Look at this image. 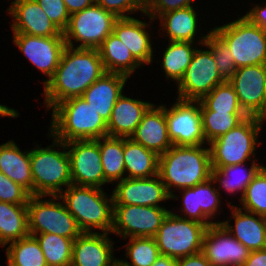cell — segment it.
I'll list each match as a JSON object with an SVG mask.
<instances>
[{"mask_svg":"<svg viewBox=\"0 0 266 266\" xmlns=\"http://www.w3.org/2000/svg\"><path fill=\"white\" fill-rule=\"evenodd\" d=\"M202 43L211 49L221 78L224 81H229L237 68L228 46L212 30L203 37Z\"/></svg>","mask_w":266,"mask_h":266,"instance_id":"41","label":"cell"},{"mask_svg":"<svg viewBox=\"0 0 266 266\" xmlns=\"http://www.w3.org/2000/svg\"><path fill=\"white\" fill-rule=\"evenodd\" d=\"M244 17L266 32V6L264 8L257 6L251 9Z\"/></svg>","mask_w":266,"mask_h":266,"instance_id":"46","label":"cell"},{"mask_svg":"<svg viewBox=\"0 0 266 266\" xmlns=\"http://www.w3.org/2000/svg\"><path fill=\"white\" fill-rule=\"evenodd\" d=\"M152 105L144 114L134 134L130 137L158 155L173 146L168 136L165 106Z\"/></svg>","mask_w":266,"mask_h":266,"instance_id":"21","label":"cell"},{"mask_svg":"<svg viewBox=\"0 0 266 266\" xmlns=\"http://www.w3.org/2000/svg\"><path fill=\"white\" fill-rule=\"evenodd\" d=\"M201 110L216 112L245 113L240 107L234 87L225 81L217 85L200 100Z\"/></svg>","mask_w":266,"mask_h":266,"instance_id":"37","label":"cell"},{"mask_svg":"<svg viewBox=\"0 0 266 266\" xmlns=\"http://www.w3.org/2000/svg\"><path fill=\"white\" fill-rule=\"evenodd\" d=\"M151 266H176V259L160 255L156 262Z\"/></svg>","mask_w":266,"mask_h":266,"instance_id":"50","label":"cell"},{"mask_svg":"<svg viewBox=\"0 0 266 266\" xmlns=\"http://www.w3.org/2000/svg\"><path fill=\"white\" fill-rule=\"evenodd\" d=\"M108 233L82 232L72 246L71 266H113L112 244Z\"/></svg>","mask_w":266,"mask_h":266,"instance_id":"20","label":"cell"},{"mask_svg":"<svg viewBox=\"0 0 266 266\" xmlns=\"http://www.w3.org/2000/svg\"><path fill=\"white\" fill-rule=\"evenodd\" d=\"M212 31L228 46L236 68L266 64V32L246 17Z\"/></svg>","mask_w":266,"mask_h":266,"instance_id":"5","label":"cell"},{"mask_svg":"<svg viewBox=\"0 0 266 266\" xmlns=\"http://www.w3.org/2000/svg\"><path fill=\"white\" fill-rule=\"evenodd\" d=\"M206 226L169 212L154 239L161 255L179 259L201 252Z\"/></svg>","mask_w":266,"mask_h":266,"instance_id":"7","label":"cell"},{"mask_svg":"<svg viewBox=\"0 0 266 266\" xmlns=\"http://www.w3.org/2000/svg\"><path fill=\"white\" fill-rule=\"evenodd\" d=\"M102 139L103 142L100 141ZM96 141L100 148L104 178L108 182L123 180L125 178L122 177L125 173L124 138L106 136Z\"/></svg>","mask_w":266,"mask_h":266,"instance_id":"32","label":"cell"},{"mask_svg":"<svg viewBox=\"0 0 266 266\" xmlns=\"http://www.w3.org/2000/svg\"><path fill=\"white\" fill-rule=\"evenodd\" d=\"M125 178H150L158 175L159 155L132 138H124Z\"/></svg>","mask_w":266,"mask_h":266,"instance_id":"28","label":"cell"},{"mask_svg":"<svg viewBox=\"0 0 266 266\" xmlns=\"http://www.w3.org/2000/svg\"><path fill=\"white\" fill-rule=\"evenodd\" d=\"M169 210L162 207L113 205V233L132 237H154Z\"/></svg>","mask_w":266,"mask_h":266,"instance_id":"12","label":"cell"},{"mask_svg":"<svg viewBox=\"0 0 266 266\" xmlns=\"http://www.w3.org/2000/svg\"><path fill=\"white\" fill-rule=\"evenodd\" d=\"M196 13L192 6L169 11L159 18L163 20V29L166 28L171 41L193 42L197 29Z\"/></svg>","mask_w":266,"mask_h":266,"instance_id":"31","label":"cell"},{"mask_svg":"<svg viewBox=\"0 0 266 266\" xmlns=\"http://www.w3.org/2000/svg\"><path fill=\"white\" fill-rule=\"evenodd\" d=\"M6 254L11 266H47L42 249L32 235L12 241Z\"/></svg>","mask_w":266,"mask_h":266,"instance_id":"33","label":"cell"},{"mask_svg":"<svg viewBox=\"0 0 266 266\" xmlns=\"http://www.w3.org/2000/svg\"><path fill=\"white\" fill-rule=\"evenodd\" d=\"M163 54V69L166 76L178 83L183 78L196 49L191 48L193 42L171 41Z\"/></svg>","mask_w":266,"mask_h":266,"instance_id":"35","label":"cell"},{"mask_svg":"<svg viewBox=\"0 0 266 266\" xmlns=\"http://www.w3.org/2000/svg\"><path fill=\"white\" fill-rule=\"evenodd\" d=\"M224 82L218 73L211 49H197L178 83V99L200 101L214 87Z\"/></svg>","mask_w":266,"mask_h":266,"instance_id":"13","label":"cell"},{"mask_svg":"<svg viewBox=\"0 0 266 266\" xmlns=\"http://www.w3.org/2000/svg\"><path fill=\"white\" fill-rule=\"evenodd\" d=\"M40 195H31L27 204L29 235L50 233L75 240L82 231L75 218L69 213L65 204L53 201H43ZM41 198V200H40Z\"/></svg>","mask_w":266,"mask_h":266,"instance_id":"10","label":"cell"},{"mask_svg":"<svg viewBox=\"0 0 266 266\" xmlns=\"http://www.w3.org/2000/svg\"><path fill=\"white\" fill-rule=\"evenodd\" d=\"M118 17L94 3L82 11L70 15L67 28L63 31L66 46L73 47L72 38L81 41L77 48L98 49L105 38L113 33Z\"/></svg>","mask_w":266,"mask_h":266,"instance_id":"9","label":"cell"},{"mask_svg":"<svg viewBox=\"0 0 266 266\" xmlns=\"http://www.w3.org/2000/svg\"><path fill=\"white\" fill-rule=\"evenodd\" d=\"M27 205H17L0 201V245L27 237Z\"/></svg>","mask_w":266,"mask_h":266,"instance_id":"30","label":"cell"},{"mask_svg":"<svg viewBox=\"0 0 266 266\" xmlns=\"http://www.w3.org/2000/svg\"><path fill=\"white\" fill-rule=\"evenodd\" d=\"M146 23L132 17L118 18L113 33L130 50L133 57L140 63L150 64L152 61V44L145 30Z\"/></svg>","mask_w":266,"mask_h":266,"instance_id":"25","label":"cell"},{"mask_svg":"<svg viewBox=\"0 0 266 266\" xmlns=\"http://www.w3.org/2000/svg\"><path fill=\"white\" fill-rule=\"evenodd\" d=\"M0 172L33 195L30 152L22 153L13 140L0 145Z\"/></svg>","mask_w":266,"mask_h":266,"instance_id":"27","label":"cell"},{"mask_svg":"<svg viewBox=\"0 0 266 266\" xmlns=\"http://www.w3.org/2000/svg\"><path fill=\"white\" fill-rule=\"evenodd\" d=\"M51 135L65 143L108 136L107 122L82 97H72L53 107Z\"/></svg>","mask_w":266,"mask_h":266,"instance_id":"3","label":"cell"},{"mask_svg":"<svg viewBox=\"0 0 266 266\" xmlns=\"http://www.w3.org/2000/svg\"><path fill=\"white\" fill-rule=\"evenodd\" d=\"M31 194L21 185L10 180L6 175L0 172V201L27 205Z\"/></svg>","mask_w":266,"mask_h":266,"instance_id":"42","label":"cell"},{"mask_svg":"<svg viewBox=\"0 0 266 266\" xmlns=\"http://www.w3.org/2000/svg\"><path fill=\"white\" fill-rule=\"evenodd\" d=\"M201 252L212 266H243L250 254V250L219 223L206 228Z\"/></svg>","mask_w":266,"mask_h":266,"instance_id":"15","label":"cell"},{"mask_svg":"<svg viewBox=\"0 0 266 266\" xmlns=\"http://www.w3.org/2000/svg\"><path fill=\"white\" fill-rule=\"evenodd\" d=\"M38 235L32 236L37 239L47 266H71L73 239L50 233Z\"/></svg>","mask_w":266,"mask_h":266,"instance_id":"34","label":"cell"},{"mask_svg":"<svg viewBox=\"0 0 266 266\" xmlns=\"http://www.w3.org/2000/svg\"><path fill=\"white\" fill-rule=\"evenodd\" d=\"M126 248L131 259L129 262L118 260L123 266H151L160 257V251L154 237H132Z\"/></svg>","mask_w":266,"mask_h":266,"instance_id":"39","label":"cell"},{"mask_svg":"<svg viewBox=\"0 0 266 266\" xmlns=\"http://www.w3.org/2000/svg\"><path fill=\"white\" fill-rule=\"evenodd\" d=\"M243 266H266V248L250 251L249 257Z\"/></svg>","mask_w":266,"mask_h":266,"instance_id":"48","label":"cell"},{"mask_svg":"<svg viewBox=\"0 0 266 266\" xmlns=\"http://www.w3.org/2000/svg\"><path fill=\"white\" fill-rule=\"evenodd\" d=\"M165 116L168 136L173 145L199 146L205 143L200 101L177 99L170 110L165 107Z\"/></svg>","mask_w":266,"mask_h":266,"instance_id":"14","label":"cell"},{"mask_svg":"<svg viewBox=\"0 0 266 266\" xmlns=\"http://www.w3.org/2000/svg\"><path fill=\"white\" fill-rule=\"evenodd\" d=\"M53 140V145L63 149L69 147V150L72 147L68 151L72 184L100 188L108 183L104 178L100 148L96 140H73L67 143L55 138Z\"/></svg>","mask_w":266,"mask_h":266,"instance_id":"11","label":"cell"},{"mask_svg":"<svg viewBox=\"0 0 266 266\" xmlns=\"http://www.w3.org/2000/svg\"><path fill=\"white\" fill-rule=\"evenodd\" d=\"M33 195L58 196L61 186L72 184L68 150L56 151L50 146L30 151Z\"/></svg>","mask_w":266,"mask_h":266,"instance_id":"8","label":"cell"},{"mask_svg":"<svg viewBox=\"0 0 266 266\" xmlns=\"http://www.w3.org/2000/svg\"><path fill=\"white\" fill-rule=\"evenodd\" d=\"M155 177L120 180L112 194L113 205L161 207L158 203L170 199L171 196L159 175Z\"/></svg>","mask_w":266,"mask_h":266,"instance_id":"18","label":"cell"},{"mask_svg":"<svg viewBox=\"0 0 266 266\" xmlns=\"http://www.w3.org/2000/svg\"><path fill=\"white\" fill-rule=\"evenodd\" d=\"M266 119V84L264 89V97H263V120Z\"/></svg>","mask_w":266,"mask_h":266,"instance_id":"52","label":"cell"},{"mask_svg":"<svg viewBox=\"0 0 266 266\" xmlns=\"http://www.w3.org/2000/svg\"><path fill=\"white\" fill-rule=\"evenodd\" d=\"M58 196L63 199L67 210L75 218L82 232L90 233L93 227L104 231V233L112 231V195L108 199L101 188L71 184Z\"/></svg>","mask_w":266,"mask_h":266,"instance_id":"4","label":"cell"},{"mask_svg":"<svg viewBox=\"0 0 266 266\" xmlns=\"http://www.w3.org/2000/svg\"><path fill=\"white\" fill-rule=\"evenodd\" d=\"M95 3L105 10L114 13L118 18L130 17L124 15L125 12H136L141 10L146 12L147 0H95Z\"/></svg>","mask_w":266,"mask_h":266,"instance_id":"44","label":"cell"},{"mask_svg":"<svg viewBox=\"0 0 266 266\" xmlns=\"http://www.w3.org/2000/svg\"><path fill=\"white\" fill-rule=\"evenodd\" d=\"M19 113H17L14 109H10L5 105H0V116H10L17 117Z\"/></svg>","mask_w":266,"mask_h":266,"instance_id":"51","label":"cell"},{"mask_svg":"<svg viewBox=\"0 0 266 266\" xmlns=\"http://www.w3.org/2000/svg\"><path fill=\"white\" fill-rule=\"evenodd\" d=\"M127 79L128 76L124 74L105 72L86 89L82 97L108 122Z\"/></svg>","mask_w":266,"mask_h":266,"instance_id":"22","label":"cell"},{"mask_svg":"<svg viewBox=\"0 0 266 266\" xmlns=\"http://www.w3.org/2000/svg\"><path fill=\"white\" fill-rule=\"evenodd\" d=\"M105 72L98 49L66 46L54 76L44 85L45 104L53 108L63 100L82 96Z\"/></svg>","mask_w":266,"mask_h":266,"instance_id":"1","label":"cell"},{"mask_svg":"<svg viewBox=\"0 0 266 266\" xmlns=\"http://www.w3.org/2000/svg\"><path fill=\"white\" fill-rule=\"evenodd\" d=\"M256 116H247L240 124L209 144L212 169L241 164L255 155L261 122Z\"/></svg>","mask_w":266,"mask_h":266,"instance_id":"6","label":"cell"},{"mask_svg":"<svg viewBox=\"0 0 266 266\" xmlns=\"http://www.w3.org/2000/svg\"><path fill=\"white\" fill-rule=\"evenodd\" d=\"M242 166H243V163L235 164V165H231V166H224V167H220L218 169H212L211 179L214 182L219 181L220 185L223 186L228 192L234 193V191H236V190H242V197H243L247 186L251 183L254 176L258 173V171L263 166H258L255 163V161H253L249 172L248 171L246 172L245 168H244L245 172L242 171L243 169L240 170ZM238 172H241V173L244 172L242 174L243 176H241L240 178H237V176H236V178H235L236 180L230 178V176H232L233 173L236 174Z\"/></svg>","mask_w":266,"mask_h":266,"instance_id":"38","label":"cell"},{"mask_svg":"<svg viewBox=\"0 0 266 266\" xmlns=\"http://www.w3.org/2000/svg\"><path fill=\"white\" fill-rule=\"evenodd\" d=\"M191 1L192 0H147L145 15H148L150 19H154L169 11L189 7L191 6Z\"/></svg>","mask_w":266,"mask_h":266,"instance_id":"45","label":"cell"},{"mask_svg":"<svg viewBox=\"0 0 266 266\" xmlns=\"http://www.w3.org/2000/svg\"><path fill=\"white\" fill-rule=\"evenodd\" d=\"M237 94L240 107L248 116L263 120V97L266 84V64L237 68L229 80Z\"/></svg>","mask_w":266,"mask_h":266,"instance_id":"17","label":"cell"},{"mask_svg":"<svg viewBox=\"0 0 266 266\" xmlns=\"http://www.w3.org/2000/svg\"><path fill=\"white\" fill-rule=\"evenodd\" d=\"M152 105L122 94L114 104L110 120L107 122L108 136L130 138Z\"/></svg>","mask_w":266,"mask_h":266,"instance_id":"23","label":"cell"},{"mask_svg":"<svg viewBox=\"0 0 266 266\" xmlns=\"http://www.w3.org/2000/svg\"><path fill=\"white\" fill-rule=\"evenodd\" d=\"M233 218H235V228H232L228 223L219 222L230 233H233V237L241 242L250 251H258L266 248V218L250 215V212H242V208H235L232 205ZM249 214V215H248Z\"/></svg>","mask_w":266,"mask_h":266,"instance_id":"26","label":"cell"},{"mask_svg":"<svg viewBox=\"0 0 266 266\" xmlns=\"http://www.w3.org/2000/svg\"><path fill=\"white\" fill-rule=\"evenodd\" d=\"M49 19L63 32L69 23L70 13L63 0H35Z\"/></svg>","mask_w":266,"mask_h":266,"instance_id":"43","label":"cell"},{"mask_svg":"<svg viewBox=\"0 0 266 266\" xmlns=\"http://www.w3.org/2000/svg\"><path fill=\"white\" fill-rule=\"evenodd\" d=\"M176 266H212L202 252L176 259Z\"/></svg>","mask_w":266,"mask_h":266,"instance_id":"47","label":"cell"},{"mask_svg":"<svg viewBox=\"0 0 266 266\" xmlns=\"http://www.w3.org/2000/svg\"><path fill=\"white\" fill-rule=\"evenodd\" d=\"M113 266H123L119 261H117Z\"/></svg>","mask_w":266,"mask_h":266,"instance_id":"53","label":"cell"},{"mask_svg":"<svg viewBox=\"0 0 266 266\" xmlns=\"http://www.w3.org/2000/svg\"><path fill=\"white\" fill-rule=\"evenodd\" d=\"M15 18L14 33L39 37L63 36V32L49 19L35 0H15L8 9Z\"/></svg>","mask_w":266,"mask_h":266,"instance_id":"19","label":"cell"},{"mask_svg":"<svg viewBox=\"0 0 266 266\" xmlns=\"http://www.w3.org/2000/svg\"><path fill=\"white\" fill-rule=\"evenodd\" d=\"M215 183L211 178L204 183L197 184L191 188H184L183 210L189 215L190 220L204 224L206 227L218 222H208V218H213L217 212L219 201V191L212 189L211 185Z\"/></svg>","mask_w":266,"mask_h":266,"instance_id":"24","label":"cell"},{"mask_svg":"<svg viewBox=\"0 0 266 266\" xmlns=\"http://www.w3.org/2000/svg\"><path fill=\"white\" fill-rule=\"evenodd\" d=\"M210 148L173 145L159 155L158 175L171 198H176L170 187L191 188L211 178Z\"/></svg>","mask_w":266,"mask_h":266,"instance_id":"2","label":"cell"},{"mask_svg":"<svg viewBox=\"0 0 266 266\" xmlns=\"http://www.w3.org/2000/svg\"><path fill=\"white\" fill-rule=\"evenodd\" d=\"M203 133L208 144L240 124L246 113L216 112L201 110Z\"/></svg>","mask_w":266,"mask_h":266,"instance_id":"36","label":"cell"},{"mask_svg":"<svg viewBox=\"0 0 266 266\" xmlns=\"http://www.w3.org/2000/svg\"><path fill=\"white\" fill-rule=\"evenodd\" d=\"M14 43L25 56L49 79L54 76L62 53L66 47L64 36L39 37L23 33H14Z\"/></svg>","mask_w":266,"mask_h":266,"instance_id":"16","label":"cell"},{"mask_svg":"<svg viewBox=\"0 0 266 266\" xmlns=\"http://www.w3.org/2000/svg\"><path fill=\"white\" fill-rule=\"evenodd\" d=\"M68 12L71 14L82 11L95 3V0H63Z\"/></svg>","mask_w":266,"mask_h":266,"instance_id":"49","label":"cell"},{"mask_svg":"<svg viewBox=\"0 0 266 266\" xmlns=\"http://www.w3.org/2000/svg\"><path fill=\"white\" fill-rule=\"evenodd\" d=\"M98 50L106 72L129 77L141 65L114 33L105 38Z\"/></svg>","mask_w":266,"mask_h":266,"instance_id":"29","label":"cell"},{"mask_svg":"<svg viewBox=\"0 0 266 266\" xmlns=\"http://www.w3.org/2000/svg\"><path fill=\"white\" fill-rule=\"evenodd\" d=\"M243 208L252 215L266 218V167H262L241 198Z\"/></svg>","mask_w":266,"mask_h":266,"instance_id":"40","label":"cell"}]
</instances>
